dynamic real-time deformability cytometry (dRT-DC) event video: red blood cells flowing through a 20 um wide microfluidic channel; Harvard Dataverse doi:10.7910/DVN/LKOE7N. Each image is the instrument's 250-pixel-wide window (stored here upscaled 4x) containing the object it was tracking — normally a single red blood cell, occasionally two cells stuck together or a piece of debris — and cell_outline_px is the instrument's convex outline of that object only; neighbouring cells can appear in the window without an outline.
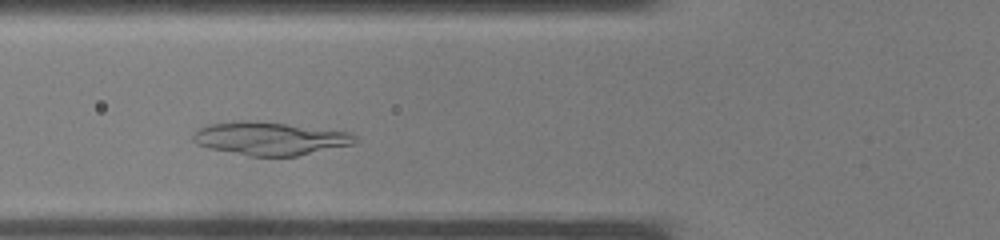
{"species": "common noctule bat (a hibernating species)", "species_latin": "Nyctalus noctula", "temperature_condition": "warm", "stored_images_in_passage": 26, "camera_frame_rate_fps": 3000, "um_per_image_px": 0.085, "animal": {"sex": "male", "body_mass_g": 19.0, "forearm_length_mm": 50.8}, "frame": {"image": 1, "passage_image": 4, "time_ms": 1.0, "image_size_px": [1000, 240], "cell_outline_px": [[360, 140], [352, 144], [296, 156], [248, 156], [208, 148], [192, 140], [192, 136], [204, 124], [240, 120], [256, 120], [348, 132], [356, 136]], "centroid_in_image_um": [22.91, 11.76], "position_along_channel_um": 102.9, "area_um2": 31.21}}
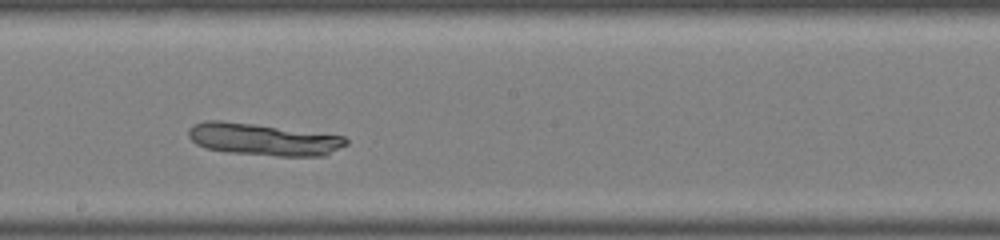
{"frame": {"image": 2, "passage_image": 11, "time_ms": 3.333, "image_size_px": [1000, 240], "cell_outline_px": [[348, 144], [324, 156], [276, 156], [228, 152], [208, 148], [196, 144], [188, 136], [188, 128], [192, 124], [204, 120], [220, 120], [252, 124], [344, 136], [348, 140]], "centroid_in_image_um": [22.35, 11.85], "position_along_channel_um": 225.9, "area_um2": 29.25}}
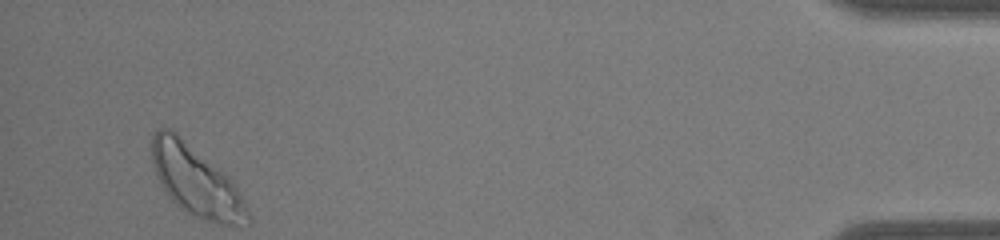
{"frame": {"image": 3, "passage_image": 26, "time_ms": 8.333, "image_size_px": [1000, 240], "cell_outline_px": [[252, 220], [248, 224], [216, 224], [204, 220], [180, 208], [168, 196], [156, 172], [152, 160], [152, 136], [156, 128], [168, 128], [176, 132], [228, 176], [232, 180], [240, 192], [252, 216]], "centroid_in_image_um": [16.7, 15.4], "position_along_channel_um": 418.5, "area_um2": 38.96}}